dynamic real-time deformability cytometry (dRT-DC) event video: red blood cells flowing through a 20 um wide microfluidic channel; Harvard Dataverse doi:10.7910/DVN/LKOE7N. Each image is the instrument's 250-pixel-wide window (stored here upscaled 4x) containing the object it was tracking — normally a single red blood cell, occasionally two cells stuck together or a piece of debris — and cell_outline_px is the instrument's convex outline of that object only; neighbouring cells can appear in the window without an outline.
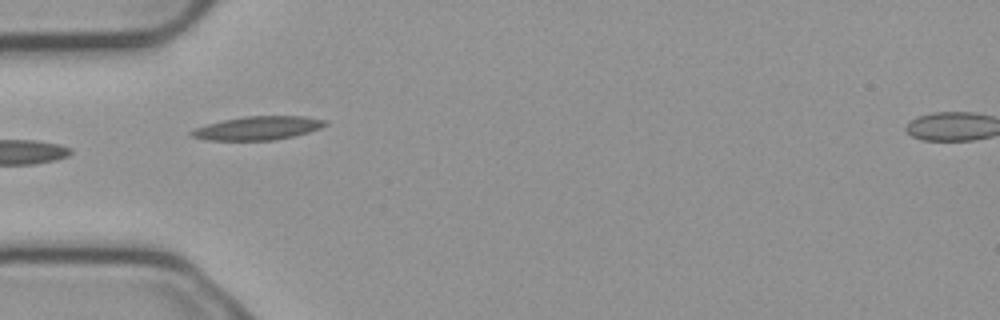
{"species": "common noctule bat (a hibernating species)", "species_latin": "Nyctalus noctula", "temperature_condition": "cold", "stored_images_in_passage": 5, "camera_frame_rate_fps": 3000, "um_per_image_px": 0.085, "animal": {"sex": "male", "body_mass_g": 23.1, "forearm_length_mm": 52.7}, "frame": {"image": 1, "passage_image": 4, "time_ms": 1.0, "image_size_px": [1000, 320], "cell_outline_px": [[328, 124], [320, 128], [308, 132], [292, 136], [272, 140], [208, 140], [192, 136], [188, 132], [196, 128], [208, 124], [224, 120], [244, 116], [304, 116], [328, 120]], "centroid_in_image_um": [21.95, 10.88], "position_along_channel_um": 63.0, "area_um2": 18.21}}
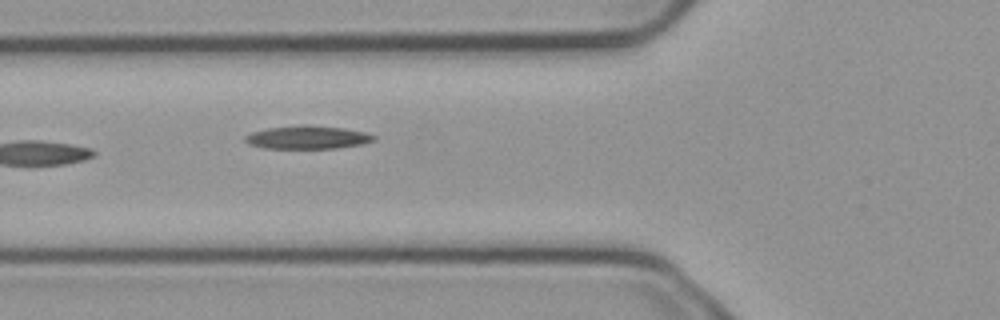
{"frame": {"image": 2, "passage_image": 5, "time_ms": 1.333, "image_size_px": [1000, 320], "cell_outline_px": [[376, 140], [360, 144], [336, 148], [264, 148], [248, 144], [244, 140], [244, 136], [252, 132], [268, 128], [304, 124], [308, 124], [344, 128], [364, 132], [376, 136]], "centroid_in_image_um": [26.12, 11.66], "position_along_channel_um": 99.7, "area_um2": 17.4}}